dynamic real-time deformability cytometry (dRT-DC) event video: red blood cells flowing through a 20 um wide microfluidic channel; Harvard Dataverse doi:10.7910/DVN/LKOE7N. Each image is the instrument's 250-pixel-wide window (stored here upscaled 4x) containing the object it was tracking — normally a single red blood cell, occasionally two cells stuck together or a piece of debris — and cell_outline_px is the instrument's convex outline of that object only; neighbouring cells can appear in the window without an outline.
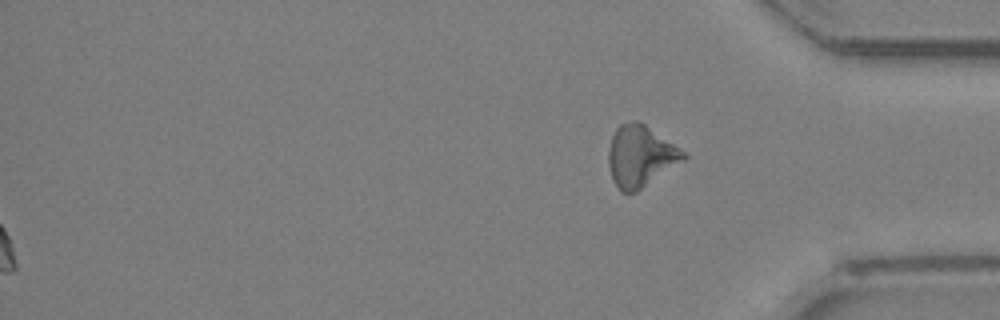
{"species": "Egyptian fruit bat (a non-hibernating species)", "species_latin": "Rousettus aegyptiacus", "temperature_condition": "room temperature", "stored_images_in_passage": 29, "segment_of_instrument_passage": [2, 2], "camera_frame_rate_fps": 3000, "um_per_image_px": 0.085, "animal": {"sex": "female"}, "frame": {"image": 1, "passage_image": 29, "time_ms": 9.333, "image_size_px": [1000, 320], "cell_outline_px": [[688, 156], [684, 160], [636, 192], [620, 192], [612, 180], [608, 164], [608, 148], [612, 136], [616, 128], [620, 124], [632, 120], [636, 120], [644, 124], [680, 148]], "centroid_in_image_um": [54.4, 13.27], "position_along_channel_um": 380.8, "area_um2": 26.7}}